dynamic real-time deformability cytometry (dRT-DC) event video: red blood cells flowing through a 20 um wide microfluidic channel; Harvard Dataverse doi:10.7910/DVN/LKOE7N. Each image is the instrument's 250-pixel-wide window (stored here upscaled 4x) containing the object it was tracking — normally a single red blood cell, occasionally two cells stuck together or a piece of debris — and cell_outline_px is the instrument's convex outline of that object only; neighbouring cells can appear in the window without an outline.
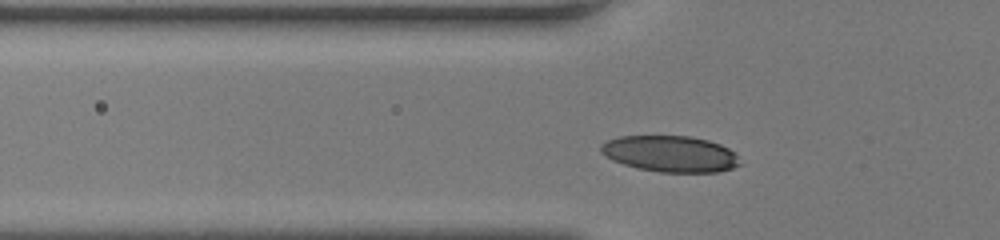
{"species": "human", "species_latin": "Homo sapiens", "temperature_condition": "room temperature", "stored_images_in_passage": 33, "camera_frame_rate_fps": 3000, "um_per_image_px": 0.085, "donor": {"sex": "female"}, "frame": {"image": 1, "passage_image": 7, "time_ms": 2.0, "image_size_px": [1000, 240], "cell_outline_px": [[744, 164], [720, 172], [660, 172], [636, 168], [612, 160], [604, 156], [600, 152], [600, 144], [608, 140], [620, 136], [688, 136], [708, 140], [720, 144], [736, 152]], "centroid_in_image_um": [57.01, 13.08], "position_along_channel_um": 68.8, "area_um2": 29.71}}
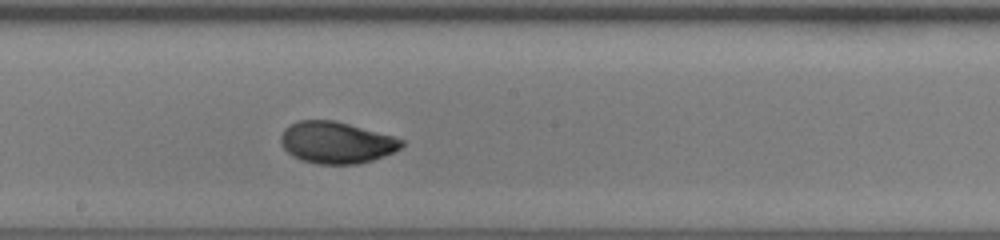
{"frame": {"image": 2, "passage_image": 18, "time_ms": 5.667, "image_size_px": [1000, 240], "cell_outline_px": [[404, 144], [400, 148], [384, 156], [372, 160], [356, 164], [316, 164], [300, 160], [292, 156], [284, 148], [280, 140], [280, 136], [284, 128], [300, 120], [332, 120], [348, 124], [392, 136], [404, 140]], "centroid_in_image_um": [28.56, 12.13], "position_along_channel_um": 219.6, "area_um2": 29.13}}
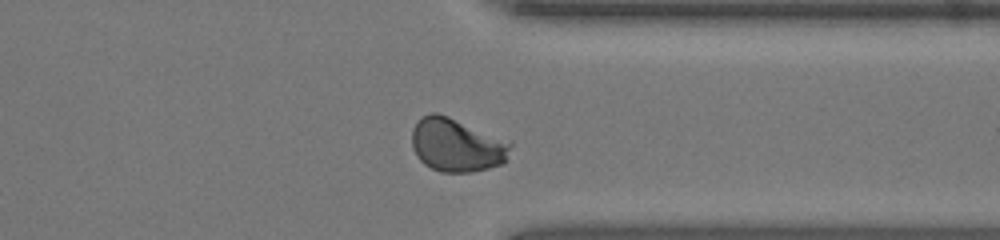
{"frame": {"image": 3, "passage_image": 29, "time_ms": 9.333, "image_size_px": [1000, 240], "cell_outline_px": [[512, 144], [508, 160], [504, 164], [472, 172], [440, 172], [424, 164], [420, 160], [412, 148], [412, 128], [416, 120], [420, 116], [432, 112], [436, 112], [448, 116], [512, 140]], "centroid_in_image_um": [38.86, 12.31], "position_along_channel_um": 372.5, "area_um2": 31.5}, "authors_computed_cell_mechanics": {"area_um2": 29.1312, "velocity_mm_per_s": 4.1746, "shape_relaxation_time_tau1_ms": 4.0864, "shape_relaxation_time_tau2_ms": 0.7879, "deformation_change_tau1": 0.1523, "deformation_change_tau2": 0.0444}}